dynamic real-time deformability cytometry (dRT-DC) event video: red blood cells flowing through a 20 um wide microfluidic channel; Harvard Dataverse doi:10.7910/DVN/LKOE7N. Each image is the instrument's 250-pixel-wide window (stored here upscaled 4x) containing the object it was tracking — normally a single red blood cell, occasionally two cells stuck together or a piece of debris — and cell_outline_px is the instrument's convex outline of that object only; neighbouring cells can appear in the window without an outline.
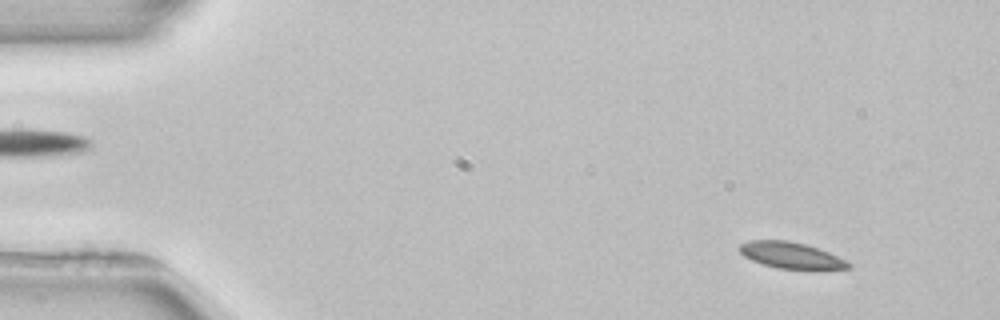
{"species": "common noctule bat (a hibernating species)", "species_latin": "Nyctalus noctula", "temperature_condition": "room temperature", "stored_images_in_passage": 4, "segment_of_instrument_passage": [2, 2], "camera_frame_rate_fps": 3000, "um_per_image_px": 0.085, "animal": {"sex": "female", "body_mass_g": 22.7, "forearm_length_mm": 54.2}, "frame": {"image": 1, "passage_image": 4, "time_ms": 5.333, "image_size_px": [1000, 320], "cell_outline_px": [[852, 268], [776, 268], [752, 260], [744, 256], [736, 248], [740, 244], [748, 240], [788, 240], [804, 244], [828, 252], [852, 264]], "centroid_in_image_um": [67.15, 21.67], "position_along_channel_um": 17.9, "area_um2": 16.24}}